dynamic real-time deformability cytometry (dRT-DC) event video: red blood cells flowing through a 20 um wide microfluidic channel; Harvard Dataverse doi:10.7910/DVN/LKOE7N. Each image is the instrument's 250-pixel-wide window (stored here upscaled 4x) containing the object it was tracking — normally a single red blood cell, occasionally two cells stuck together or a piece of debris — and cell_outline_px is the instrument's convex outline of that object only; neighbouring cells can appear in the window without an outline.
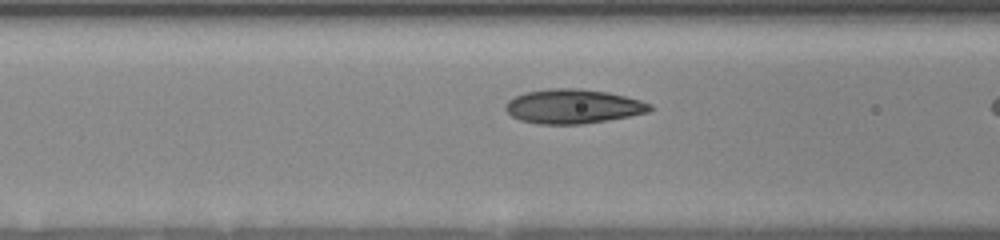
{"species": "human", "species_latin": "Homo sapiens", "temperature_condition": "room temperature", "stored_images_in_passage": 20, "camera_frame_rate_fps": 3000, "um_per_image_px": 0.085, "donor": {"sex": "female"}, "frame": {"image": 1, "passage_image": 17, "time_ms": 4.667, "image_size_px": [1000, 240], "cell_outline_px": [[652, 108], [648, 112], [608, 120], [580, 124], [540, 124], [520, 120], [512, 116], [504, 108], [504, 104], [508, 100], [516, 96], [528, 92], [548, 88], [580, 88], [608, 92], [640, 100], [652, 104]], "centroid_in_image_um": [48.7, 9.04], "position_along_channel_um": 117.9, "area_um2": 28.78}}